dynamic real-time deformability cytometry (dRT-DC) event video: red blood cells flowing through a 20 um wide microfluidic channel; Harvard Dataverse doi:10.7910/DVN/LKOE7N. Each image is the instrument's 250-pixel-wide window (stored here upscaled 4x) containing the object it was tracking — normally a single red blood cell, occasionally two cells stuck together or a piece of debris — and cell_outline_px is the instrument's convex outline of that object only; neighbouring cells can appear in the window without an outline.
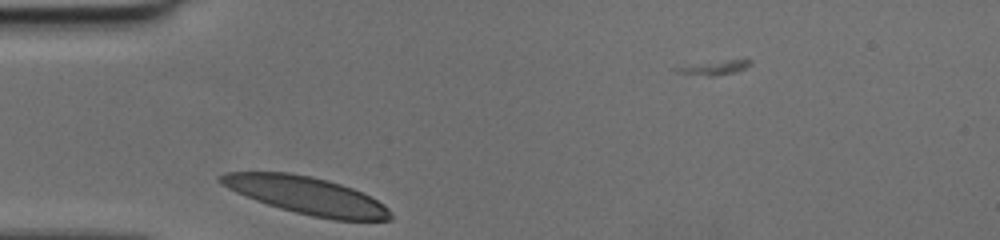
{"species": "human", "species_latin": "Homo sapiens", "temperature_condition": "cold", "stored_images_in_passage": 25, "camera_frame_rate_fps": 3000, "um_per_image_px": 0.085, "donor": {"sex": "female"}, "frame": {"image": 1, "passage_image": 1, "time_ms": 0.0, "image_size_px": [1000, 240], "cell_outline_px": [[392, 220], [332, 220], [312, 216], [280, 208], [256, 200], [236, 192], [228, 188], [216, 180], [216, 176], [224, 172], [288, 172], [312, 176], [328, 180], [352, 188], [384, 204], [388, 208], [392, 216]], "centroid_in_image_um": [26.02, 16.6], "position_along_channel_um": 59.0, "area_um2": 36.88}}
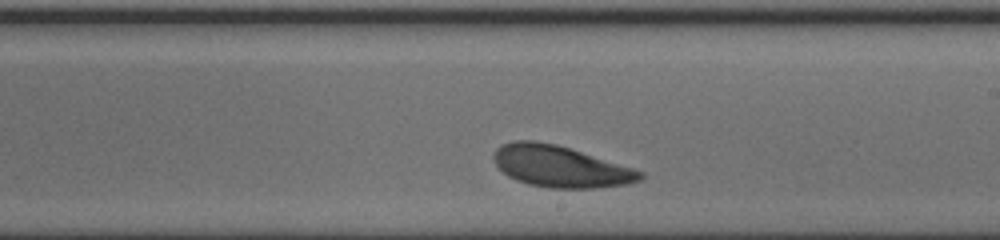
{"frame": {"image": 2, "passage_image": 15, "time_ms": 4.667, "image_size_px": [1000, 240], "cell_outline_px": [[644, 176], [640, 180], [628, 184], [596, 188], [552, 188], [528, 184], [516, 180], [508, 176], [492, 160], [492, 156], [496, 148], [504, 144], [516, 140], [532, 140], [556, 144], [632, 168], [644, 172]], "centroid_in_image_um": [47.6, 14.15], "position_along_channel_um": 241.4, "area_um2": 35.08}}
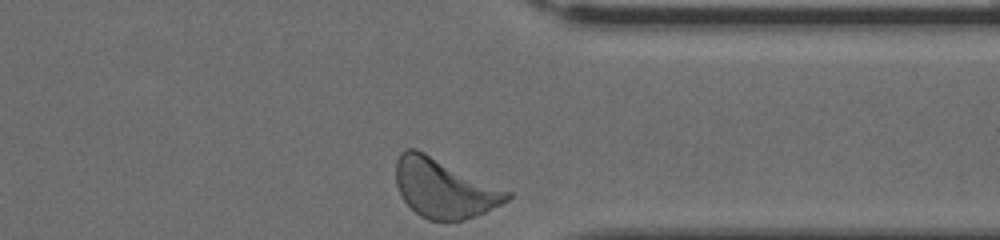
{"frame": {"image": 3, "passage_image": 25, "time_ms": 8.0, "image_size_px": [1000, 240], "cell_outline_px": [[512, 196], [508, 200], [484, 212], [460, 220], [428, 220], [420, 216], [404, 200], [396, 184], [396, 160], [400, 152], [404, 148], [416, 148], [512, 192]], "centroid_in_image_um": [37.73, 15.97], "position_along_channel_um": 373.7, "area_um2": 37.92}}